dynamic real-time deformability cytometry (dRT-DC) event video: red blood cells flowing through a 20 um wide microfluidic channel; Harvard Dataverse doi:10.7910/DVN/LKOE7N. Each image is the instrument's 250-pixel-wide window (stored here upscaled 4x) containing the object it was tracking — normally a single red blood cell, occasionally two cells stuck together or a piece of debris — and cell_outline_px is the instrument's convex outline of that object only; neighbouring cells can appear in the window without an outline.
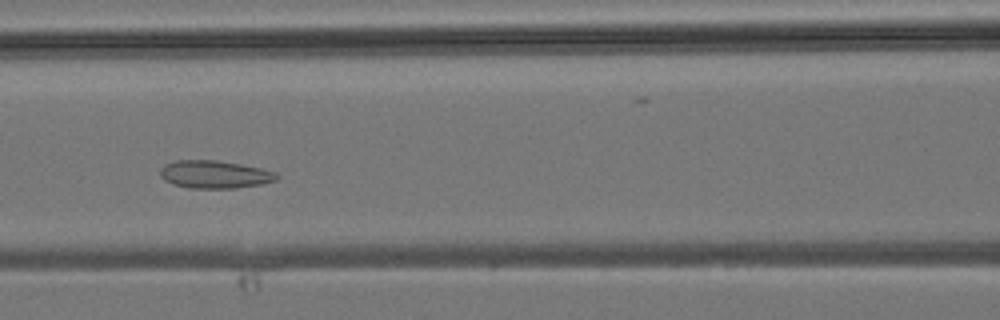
{"species": "common noctule bat (a hibernating species)", "species_latin": "Nyctalus noctula", "temperature_condition": "room temperature", "stored_images_in_passage": 34, "camera_frame_rate_fps": 3000, "um_per_image_px": 0.085, "animal": {"sex": "male", "body_mass_g": 19.2, "forearm_length_mm": 51.8}, "frame": {"image": 1, "passage_image": 9, "time_ms": 2.667, "image_size_px": [1000, 320], "cell_outline_px": [[280, 176], [276, 180], [260, 184], [236, 188], [188, 188], [172, 184], [164, 180], [160, 176], [160, 168], [164, 164], [176, 160], [216, 160], [240, 164], [260, 168], [276, 172]], "centroid_in_image_um": [18.21, 14.82], "position_along_channel_um": 148.4, "area_um2": 18.96}}
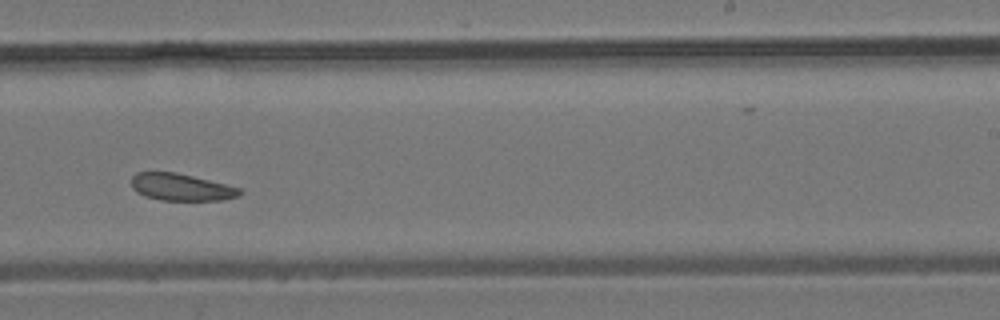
{"frame": {"image": 2, "passage_image": 17, "time_ms": 5.333, "image_size_px": [1000, 320], "cell_outline_px": [[244, 192], [236, 196], [224, 200], [160, 200], [144, 196], [136, 192], [132, 188], [132, 176], [136, 172], [176, 172], [240, 188]], "centroid_in_image_um": [15.37, 15.91], "position_along_channel_um": 273.6, "area_um2": 16.99}}
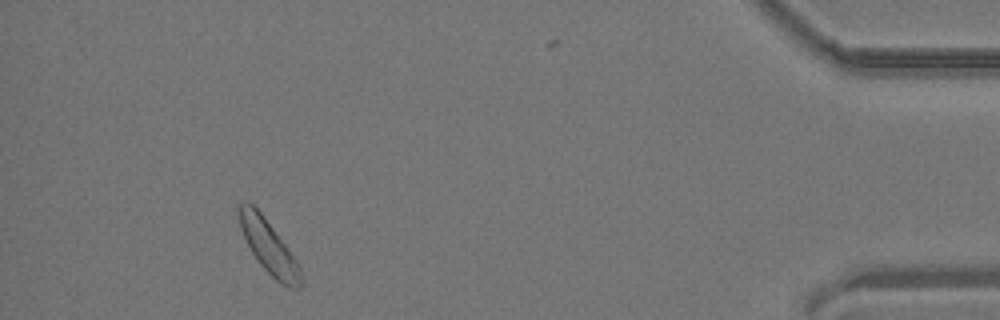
{"frame": {"image": 3, "passage_image": 30, "time_ms": 9.667, "image_size_px": [1000, 320], "cell_outline_px": [[304, 284], [300, 288], [288, 288], [276, 280], [260, 264], [252, 252], [240, 228], [240, 204], [244, 200], [248, 200], [260, 212], [288, 248], [300, 264]], "centroid_in_image_um": [22.91, 21.04], "position_along_channel_um": 412.3, "area_um2": 18.9}}